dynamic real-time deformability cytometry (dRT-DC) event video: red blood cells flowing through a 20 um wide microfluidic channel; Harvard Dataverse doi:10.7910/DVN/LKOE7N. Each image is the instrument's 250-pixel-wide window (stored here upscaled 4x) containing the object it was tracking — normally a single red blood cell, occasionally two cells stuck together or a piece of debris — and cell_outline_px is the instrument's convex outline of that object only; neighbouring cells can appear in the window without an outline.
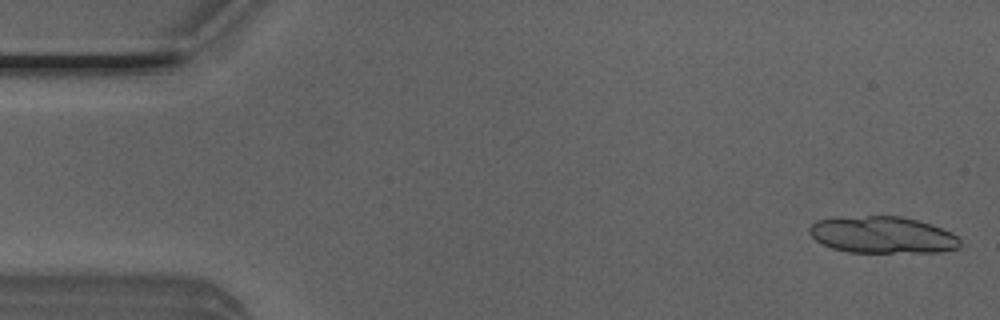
{"species": "Egyptian fruit bat (a non-hibernating species)", "species_latin": "Rousettus aegyptiacus", "temperature_condition": "room temperature", "stored_images_in_passage": 38, "camera_frame_rate_fps": 3000, "um_per_image_px": 0.085, "animal": {"sex": "male"}, "frame": {"image": 1, "passage_image": 2, "time_ms": 0.333, "image_size_px": [1000, 320], "cell_outline_px": [[960, 248], [940, 252], [848, 252], [832, 248], [816, 240], [808, 232], [808, 228], [816, 220], [836, 216], [900, 216], [932, 224], [952, 232], [960, 236]], "centroid_in_image_um": [75.02, 19.95], "position_along_channel_um": 10.0, "area_um2": 32.71}}
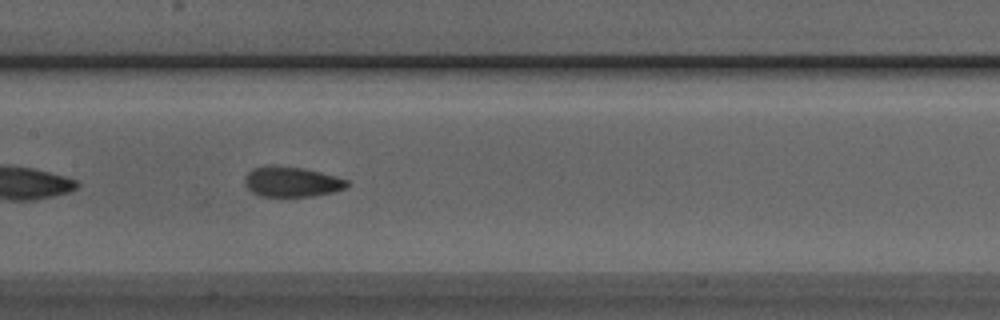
{"frame": {"image": 2, "passage_image": 25, "time_ms": 8.0, "image_size_px": [1000, 320], "cell_outline_px": [[348, 184], [344, 188], [332, 192], [312, 196], [260, 196], [252, 192], [244, 184], [244, 176], [252, 168], [268, 164], [304, 168], [336, 176], [348, 180]], "centroid_in_image_um": [24.74, 15.43], "position_along_channel_um": 182.7, "area_um2": 18.09}}
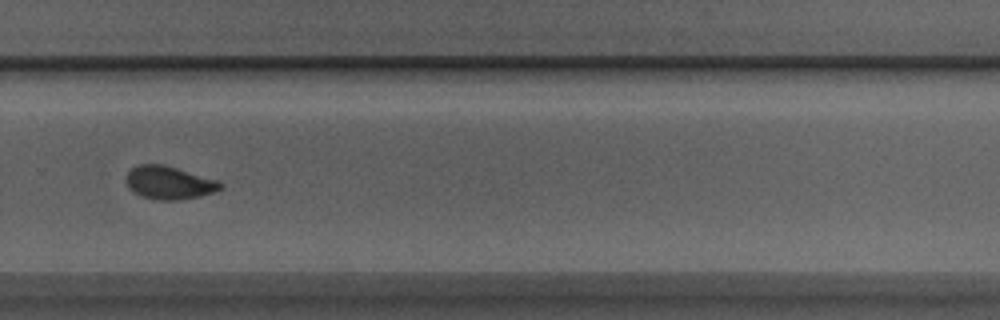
{"frame": {"image": 3, "passage_image": 35, "time_ms": 11.333, "image_size_px": [1000, 320], "cell_outline_px": [[224, 188], [216, 192], [200, 196], [176, 200], [156, 200], [140, 196], [128, 188], [128, 172], [136, 164], [164, 164], [220, 180], [224, 184]], "centroid_in_image_um": [14.44, 15.53], "position_along_channel_um": 315.4, "area_um2": 18.44}}